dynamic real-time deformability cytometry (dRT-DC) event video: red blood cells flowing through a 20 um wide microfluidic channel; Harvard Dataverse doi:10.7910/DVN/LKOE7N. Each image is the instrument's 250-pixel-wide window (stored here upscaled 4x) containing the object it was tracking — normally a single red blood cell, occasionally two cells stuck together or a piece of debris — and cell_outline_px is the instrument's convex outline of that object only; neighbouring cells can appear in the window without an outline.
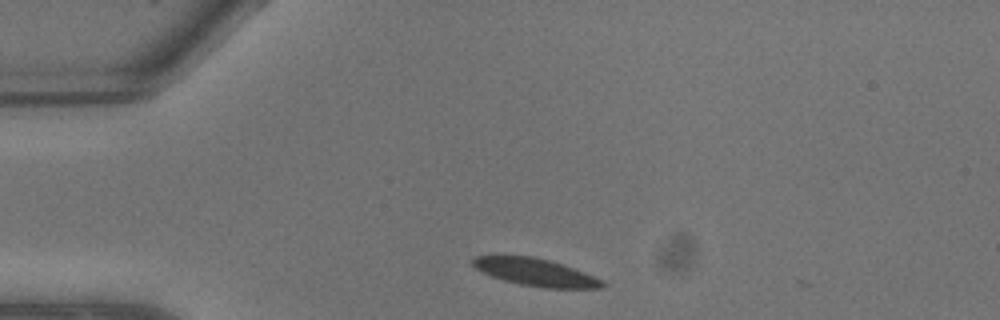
{"species": "common noctule bat (a hibernating species)", "species_latin": "Nyctalus noctula", "temperature_condition": "warm", "stored_images_in_passage": 4, "camera_frame_rate_fps": 3000, "um_per_image_px": 0.085, "animal": {"sex": "male", "body_mass_g": 13.3}, "frame": {"image": 1, "passage_image": 1, "time_ms": 0.0, "image_size_px": [1000, 320], "cell_outline_px": [[608, 284], [604, 288], [544, 288], [520, 284], [504, 280], [492, 276], [476, 268], [472, 264], [472, 260], [476, 256], [488, 252], [500, 252], [532, 256], [564, 264], [604, 280]], "centroid_in_image_um": [45.46, 23.08], "position_along_channel_um": 39.5, "area_um2": 21.62}}
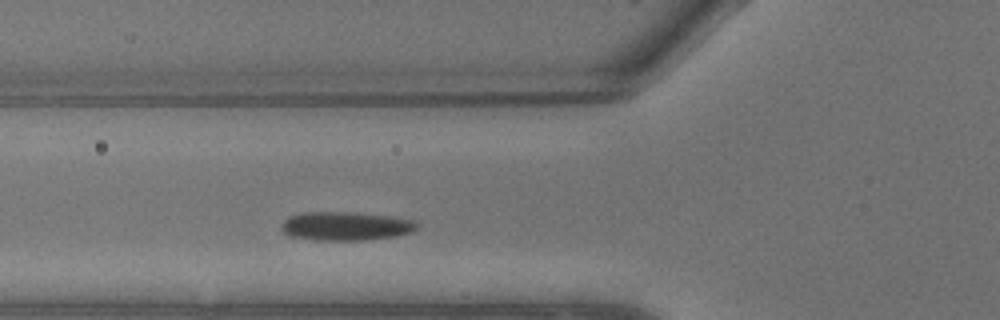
{"frame": {"image": 2, "passage_image": 4, "time_ms": 1.0, "image_size_px": [1000, 320], "cell_outline_px": [[416, 228], [412, 232], [392, 236], [364, 240], [312, 240], [288, 236], [280, 228], [280, 224], [288, 216], [304, 212], [356, 212], [388, 216], [412, 220], [416, 224]], "centroid_in_image_um": [29.29, 19.21], "position_along_channel_um": 96.5, "area_um2": 22.66}}